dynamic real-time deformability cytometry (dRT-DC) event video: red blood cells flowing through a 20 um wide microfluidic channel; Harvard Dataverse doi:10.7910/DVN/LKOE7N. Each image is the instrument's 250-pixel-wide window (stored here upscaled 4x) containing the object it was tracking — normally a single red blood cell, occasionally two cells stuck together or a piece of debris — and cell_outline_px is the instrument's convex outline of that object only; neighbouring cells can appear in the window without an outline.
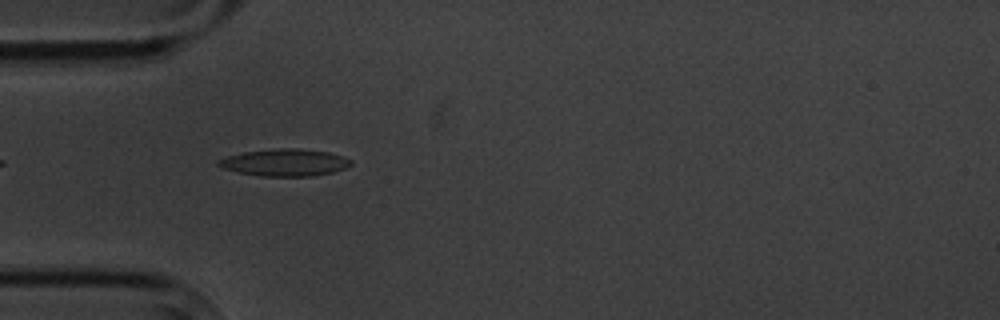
{"species": "common noctule bat (a hibernating species)", "species_latin": "Nyctalus noctula", "temperature_condition": "cold", "stored_images_in_passage": 3, "camera_frame_rate_fps": 3000, "um_per_image_px": 0.085, "animal": {"sex": "male", "body_mass_g": 20.1, "forearm_length_mm": 53.5}, "frame": {"image": 1, "passage_image": 3, "time_ms": 2.333, "image_size_px": [1000, 320], "cell_outline_px": [[352, 164], [344, 168], [332, 172], [312, 176], [260, 176], [240, 172], [224, 168], [216, 164], [216, 160], [228, 156], [244, 152], [280, 148], [296, 148], [328, 152], [344, 156], [352, 160]], "centroid_in_image_um": [24.22, 13.81], "position_along_channel_um": 60.8, "area_um2": 20.75}}